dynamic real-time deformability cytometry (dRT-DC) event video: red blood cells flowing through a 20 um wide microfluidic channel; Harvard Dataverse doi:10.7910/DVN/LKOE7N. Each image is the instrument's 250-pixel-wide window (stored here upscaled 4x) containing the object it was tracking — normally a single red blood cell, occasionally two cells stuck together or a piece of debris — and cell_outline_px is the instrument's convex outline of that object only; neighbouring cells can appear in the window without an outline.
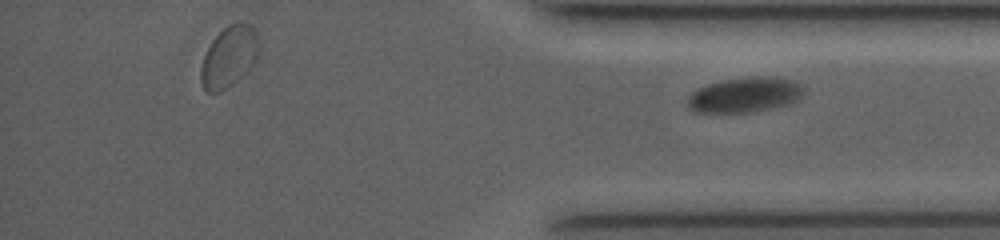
{"species": "common noctule bat (a hibernating species)", "species_latin": "Nyctalus noctula", "temperature_condition": "room temperature", "stored_images_in_passage": 47, "segment_of_instrument_passage": [2, 2], "camera_frame_rate_fps": 4000, "um_per_image_px": 0.085, "animal": {"sex": "female", "body_mass_g": 19.0, "forearm_length_mm": 53.3}, "frame": {"image": 1, "passage_image": 47, "time_ms": 9.5, "image_size_px": [1000, 240], "cell_outline_px": [[804, 92], [800, 100], [788, 104], [756, 112], [696, 112], [688, 108], [688, 96], [692, 92], [708, 84], [724, 80], [752, 76], [772, 76], [792, 80], [800, 84]], "centroid_in_image_um": [63.35, 8.06], "position_along_channel_um": 371.9, "area_um2": 23.81}}